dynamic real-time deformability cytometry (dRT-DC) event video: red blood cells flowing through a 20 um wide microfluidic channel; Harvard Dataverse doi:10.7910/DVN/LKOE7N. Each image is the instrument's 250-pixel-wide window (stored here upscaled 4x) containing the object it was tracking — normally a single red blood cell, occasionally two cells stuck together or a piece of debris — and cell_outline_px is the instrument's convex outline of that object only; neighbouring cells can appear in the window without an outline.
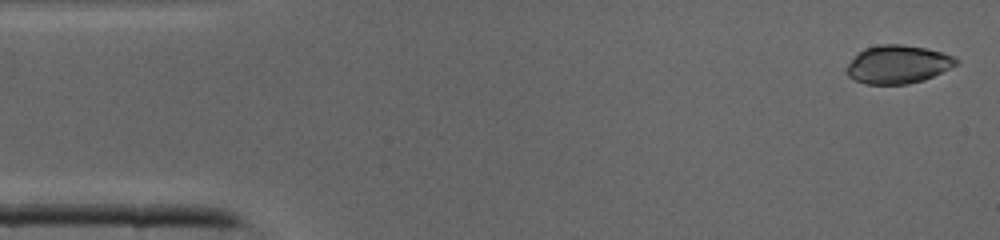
{"species": "common noctule bat (a hibernating species)", "species_latin": "Nyctalus noctula", "temperature_condition": "cold", "stored_images_in_passage": 5, "camera_frame_rate_fps": 3000, "um_per_image_px": 0.085, "animal": {"sex": "male", "body_mass_g": 19.0, "forearm_length_mm": 50.8}, "frame": {"image": 1, "passage_image": 1, "time_ms": 0.0, "image_size_px": [1000, 240], "cell_outline_px": [[960, 64], [924, 80], [908, 84], [868, 84], [856, 80], [848, 76], [844, 72], [844, 68], [864, 48], [880, 44], [904, 44], [924, 48], [956, 56], [960, 60]], "centroid_in_image_um": [76.35, 5.47], "position_along_channel_um": 8.7, "area_um2": 24.57}}